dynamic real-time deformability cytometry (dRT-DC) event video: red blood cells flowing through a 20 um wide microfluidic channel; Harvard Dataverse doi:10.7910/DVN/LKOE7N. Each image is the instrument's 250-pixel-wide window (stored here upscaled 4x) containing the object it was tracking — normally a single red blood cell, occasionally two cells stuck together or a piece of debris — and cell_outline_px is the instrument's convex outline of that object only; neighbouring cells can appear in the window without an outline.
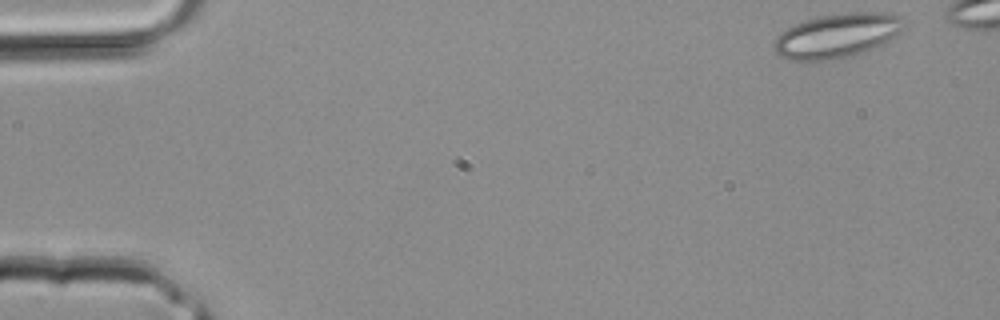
{"species": "common noctule bat (a hibernating species)", "species_latin": "Nyctalus noctula", "temperature_condition": "room temperature", "stored_images_in_passage": 4, "camera_frame_rate_fps": 3000, "um_per_image_px": 0.085, "animal": {"sex": "male", "body_mass_g": 20.4}, "frame": {"image": 1, "passage_image": 1, "time_ms": 0.0, "image_size_px": [1000, 320], "cell_outline_px": [[904, 28], [900, 32], [888, 40], [868, 52], [828, 60], [804, 64], [788, 60], [780, 56], [776, 52], [776, 36], [780, 32], [804, 20], [820, 16], [852, 12], [884, 12], [900, 16], [904, 24]], "centroid_in_image_um": [71.13, 3.06], "position_along_channel_um": 13.9, "area_um2": 33.87}}